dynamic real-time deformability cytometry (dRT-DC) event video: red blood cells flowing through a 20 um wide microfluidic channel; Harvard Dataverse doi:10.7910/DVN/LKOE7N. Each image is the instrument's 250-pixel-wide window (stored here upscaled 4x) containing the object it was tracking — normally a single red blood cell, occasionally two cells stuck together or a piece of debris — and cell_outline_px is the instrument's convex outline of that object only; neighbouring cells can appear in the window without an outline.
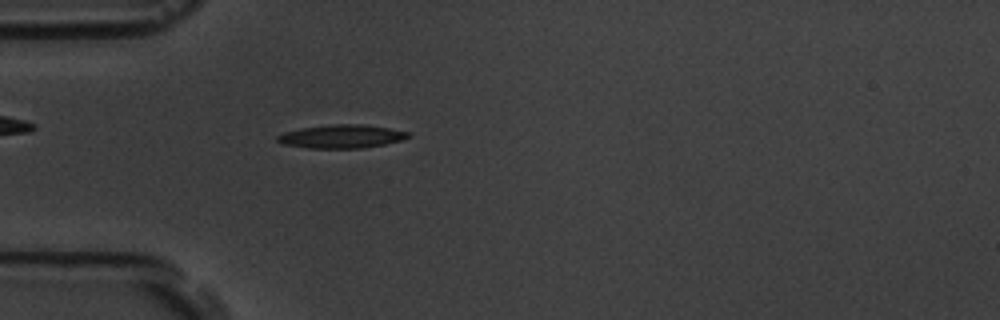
{"species": "common noctule bat (a hibernating species)", "species_latin": "Nyctalus noctula", "temperature_condition": "room temperature", "stored_images_in_passage": 4, "camera_frame_rate_fps": 3000, "um_per_image_px": 0.085, "animal": {"sex": "male", "body_mass_g": 19.5, "forearm_length_mm": 54.6}, "frame": {"image": 1, "passage_image": 4, "time_ms": 3.667, "image_size_px": [1000, 320], "cell_outline_px": [[412, 136], [400, 140], [384, 144], [364, 148], [308, 148], [284, 144], [276, 140], [276, 136], [284, 132], [300, 128], [332, 124], [364, 124], [388, 128], [408, 132]], "centroid_in_image_um": [29.01, 11.59], "position_along_channel_um": 56.0, "area_um2": 17.8}}